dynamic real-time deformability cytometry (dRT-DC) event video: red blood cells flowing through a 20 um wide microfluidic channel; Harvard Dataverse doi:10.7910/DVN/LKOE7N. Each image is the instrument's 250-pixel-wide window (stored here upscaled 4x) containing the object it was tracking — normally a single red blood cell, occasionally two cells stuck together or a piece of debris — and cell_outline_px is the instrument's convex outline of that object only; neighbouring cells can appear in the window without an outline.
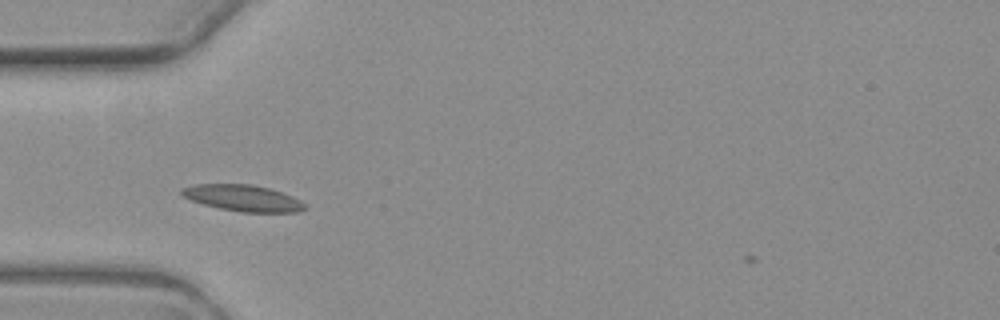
{"species": "common noctule bat (a hibernating species)", "species_latin": "Nyctalus noctula", "temperature_condition": "warm", "stored_images_in_passage": 7, "camera_frame_rate_fps": 3000, "um_per_image_px": 0.085, "animal": {"sex": "female", "body_mass_g": 19.3, "forearm_length_mm": 54.1}, "frame": {"image": 1, "passage_image": 2, "time_ms": 1.0, "image_size_px": [1000, 320], "cell_outline_px": [[308, 208], [300, 212], [240, 212], [220, 208], [204, 204], [192, 200], [184, 196], [180, 192], [180, 188], [196, 184], [252, 184], [268, 188], [292, 196], [308, 204]], "centroid_in_image_um": [20.7, 16.84], "position_along_channel_um": 64.3, "area_um2": 18.9}}
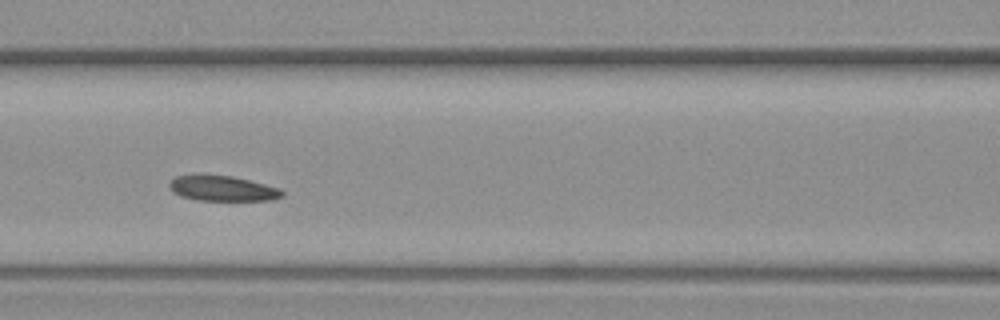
{"frame": {"image": 2, "passage_image": 4, "time_ms": 3.333, "image_size_px": [1000, 320], "cell_outline_px": [[284, 196], [272, 200], [196, 200], [180, 196], [172, 192], [168, 184], [176, 176], [200, 172], [232, 176], [280, 188], [284, 192]], "centroid_in_image_um": [18.86, 15.98], "position_along_channel_um": 147.7, "area_um2": 17.11}}
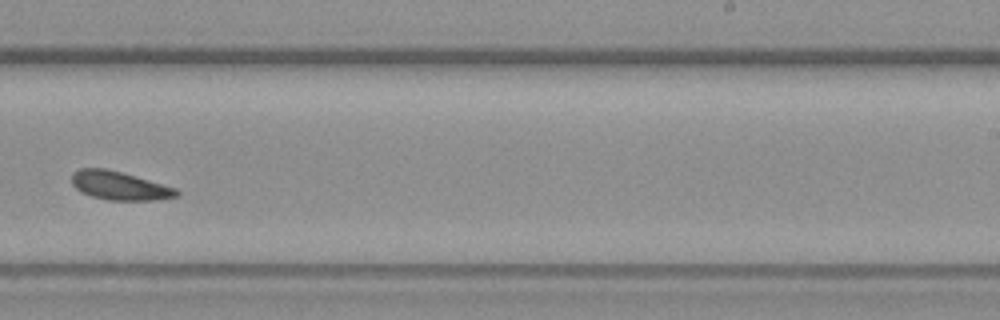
{"frame": {"image": 3, "passage_image": 7, "time_ms": 7.0, "image_size_px": [1000, 320], "cell_outline_px": [[180, 196], [160, 200], [108, 200], [92, 196], [80, 192], [72, 184], [72, 172], [80, 168], [104, 168], [136, 176], [176, 188], [180, 192]], "centroid_in_image_um": [10.17, 15.79], "position_along_channel_um": 278.8, "area_um2": 17.51}}